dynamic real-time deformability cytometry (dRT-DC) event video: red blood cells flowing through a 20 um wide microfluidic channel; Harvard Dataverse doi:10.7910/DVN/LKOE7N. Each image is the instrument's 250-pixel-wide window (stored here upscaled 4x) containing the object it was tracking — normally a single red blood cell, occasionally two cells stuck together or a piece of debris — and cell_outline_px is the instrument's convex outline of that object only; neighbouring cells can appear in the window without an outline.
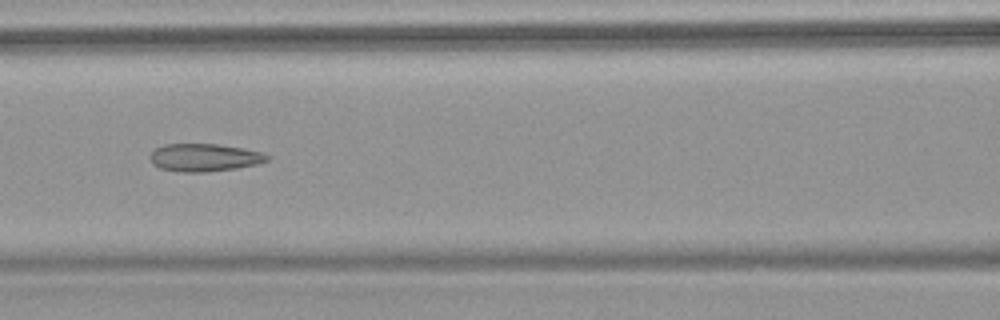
{"species": "common noctule bat (a hibernating species)", "species_latin": "Nyctalus noctula", "temperature_condition": "warm", "stored_images_in_passage": 8, "camera_frame_rate_fps": 3000, "um_per_image_px": 0.085, "animal": {"sex": "female", "body_mass_g": 18.4}, "frame": {"image": 1, "passage_image": 7, "time_ms": 7.667, "image_size_px": [1000, 320], "cell_outline_px": [[272, 156], [268, 160], [256, 164], [236, 168], [204, 172], [184, 172], [160, 168], [152, 164], [152, 152], [156, 148], [164, 144], [216, 144], [240, 148], [260, 152]], "centroid_in_image_um": [17.38, 13.39], "position_along_channel_um": 149.2, "area_um2": 18.61}}